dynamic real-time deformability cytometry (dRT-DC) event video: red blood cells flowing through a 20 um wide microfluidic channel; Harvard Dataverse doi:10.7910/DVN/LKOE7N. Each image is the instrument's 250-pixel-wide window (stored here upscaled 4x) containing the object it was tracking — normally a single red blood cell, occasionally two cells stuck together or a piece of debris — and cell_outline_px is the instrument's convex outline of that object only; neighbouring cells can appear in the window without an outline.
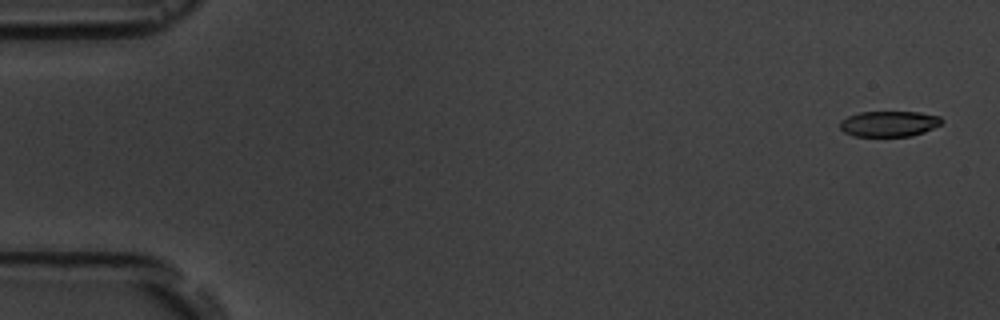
{"species": "common noctule bat (a hibernating species)", "species_latin": "Nyctalus noctula", "temperature_condition": "room temperature", "stored_images_in_passage": 4, "camera_frame_rate_fps": 3000, "um_per_image_px": 0.085, "animal": {"sex": "male", "body_mass_g": 19.5, "forearm_length_mm": 54.6}, "frame": {"image": 1, "passage_image": 1, "time_ms": 0.0, "image_size_px": [1000, 320], "cell_outline_px": [[944, 120], [940, 124], [924, 132], [912, 136], [852, 136], [844, 132], [840, 128], [840, 120], [848, 116], [860, 112], [920, 112], [940, 116]], "centroid_in_image_um": [75.56, 10.52], "position_along_channel_um": 9.4, "area_um2": 15.26}}